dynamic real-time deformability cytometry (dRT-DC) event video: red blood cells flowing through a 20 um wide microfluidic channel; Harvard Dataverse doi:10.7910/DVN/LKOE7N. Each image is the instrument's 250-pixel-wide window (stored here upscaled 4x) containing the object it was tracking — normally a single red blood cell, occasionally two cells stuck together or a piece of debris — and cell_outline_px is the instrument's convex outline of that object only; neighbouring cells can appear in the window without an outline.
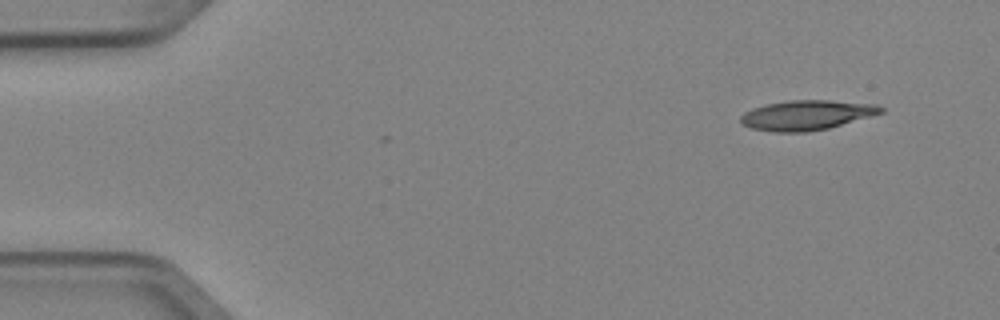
{"species": "Egyptian fruit bat (a non-hibernating species)", "species_latin": "Rousettus aegyptiacus", "temperature_condition": "cold", "stored_images_in_passage": 4, "camera_frame_rate_fps": 3000, "um_per_image_px": 0.085, "animal": {"sex": "female"}, "frame": {"image": 1, "passage_image": 1, "time_ms": 0.0, "image_size_px": [1000, 320], "cell_outline_px": [[884, 112], [828, 128], [808, 132], [772, 132], [752, 128], [744, 124], [740, 120], [740, 116], [744, 112], [752, 108], [764, 104], [788, 100], [832, 100], [876, 104], [884, 108]], "centroid_in_image_um": [68.55, 9.77], "position_along_channel_um": 16.5, "area_um2": 24.39}}
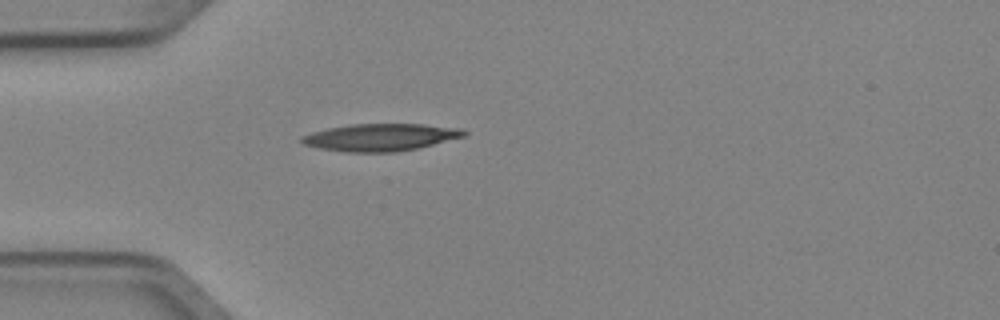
{"frame": {"image": 2, "passage_image": 4, "time_ms": 1.0, "image_size_px": [1000, 320], "cell_outline_px": [[468, 132], [464, 136], [416, 148], [396, 152], [344, 152], [320, 148], [304, 144], [300, 140], [300, 136], [312, 132], [328, 128], [352, 124], [424, 124], [464, 128]], "centroid_in_image_um": [32.34, 11.66], "position_along_channel_um": 52.7, "area_um2": 25.72}}